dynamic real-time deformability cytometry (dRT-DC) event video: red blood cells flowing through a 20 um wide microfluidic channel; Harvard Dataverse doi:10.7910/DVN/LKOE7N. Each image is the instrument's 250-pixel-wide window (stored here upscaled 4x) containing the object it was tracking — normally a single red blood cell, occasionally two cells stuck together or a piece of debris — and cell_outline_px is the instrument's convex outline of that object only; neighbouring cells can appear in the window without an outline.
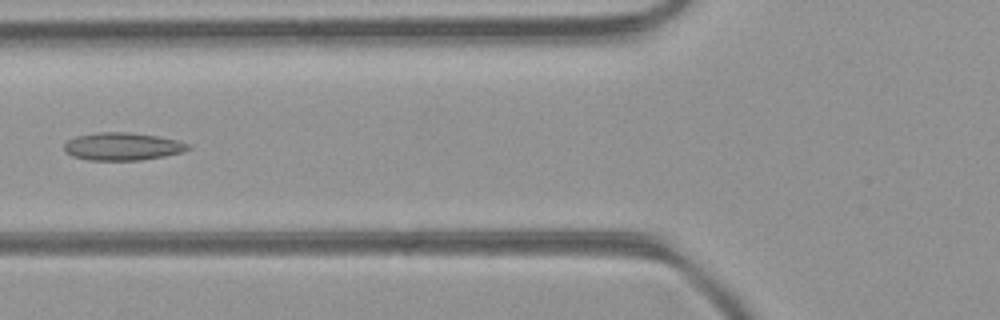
{"species": "common noctule bat (a hibernating species)", "species_latin": "Nyctalus noctula", "temperature_condition": "room temperature", "stored_images_in_passage": 39, "camera_frame_rate_fps": 3000, "um_per_image_px": 0.085, "animal": {"sex": "female", "body_mass_g": 21.9}, "frame": {"image": 1, "passage_image": 11, "time_ms": 3.333, "image_size_px": [1000, 320], "cell_outline_px": [[192, 148], [184, 152], [164, 156], [140, 160], [88, 160], [72, 156], [64, 152], [64, 144], [68, 140], [76, 136], [96, 132], [124, 132], [156, 136], [180, 140], [192, 144]], "centroid_in_image_um": [10.44, 12.45], "position_along_channel_um": 115.4, "area_um2": 20.23}}
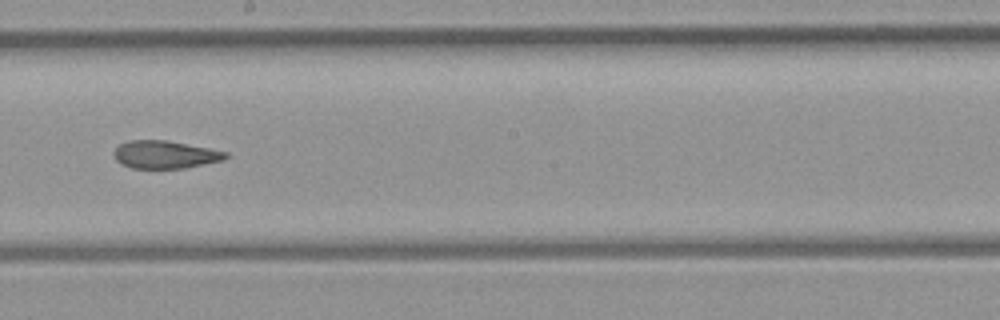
{"frame": {"image": 2, "passage_image": 19, "time_ms": 6.0, "image_size_px": [1000, 320], "cell_outline_px": [[232, 156], [224, 160], [184, 168], [132, 168], [120, 164], [116, 160], [112, 152], [120, 144], [128, 140], [168, 140], [228, 152]], "centroid_in_image_um": [14.04, 13.14], "position_along_channel_um": 234.2, "area_um2": 18.26}}
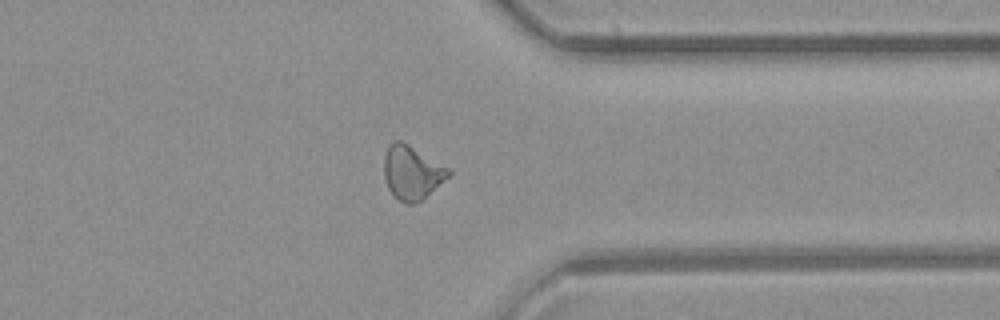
{"frame": {"image": 3, "passage_image": 29, "time_ms": 9.333, "image_size_px": [1000, 320], "cell_outline_px": [[452, 176], [424, 200], [416, 204], [404, 204], [392, 196], [388, 188], [384, 176], [384, 156], [388, 144], [396, 140], [400, 140], [408, 144], [448, 168], [452, 172]], "centroid_in_image_um": [35.03, 14.72], "position_along_channel_um": 376.4, "area_um2": 20.75}, "authors_computed_cell_mechanics": {"area_um2": 19.4208, "velocity_mm_per_s": 4.449, "shape_relaxation_time_tau1_ms": null, "shape_relaxation_time_tau2_ms": 3.213, "deformation_change_tau1": null, "deformation_change_tau2": 0.0954}}